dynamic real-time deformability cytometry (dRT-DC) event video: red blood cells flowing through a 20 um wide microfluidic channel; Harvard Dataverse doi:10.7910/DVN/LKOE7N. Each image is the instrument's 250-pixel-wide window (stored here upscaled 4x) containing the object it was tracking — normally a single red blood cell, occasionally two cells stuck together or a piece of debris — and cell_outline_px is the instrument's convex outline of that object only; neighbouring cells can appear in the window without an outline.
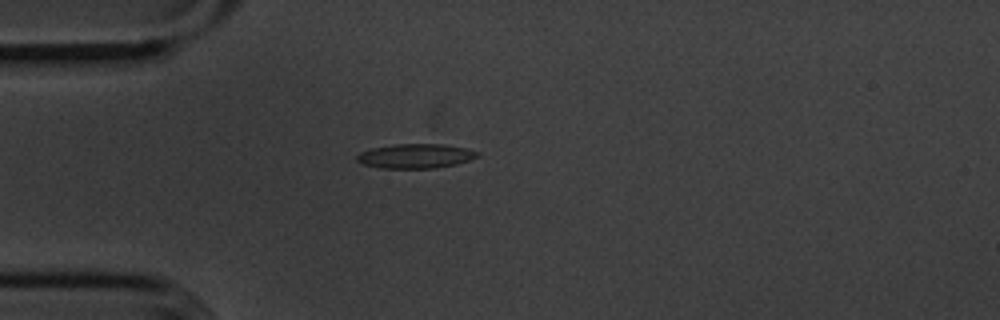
{"species": "common noctule bat (a hibernating species)", "species_latin": "Nyctalus noctula", "temperature_condition": "cold", "stored_images_in_passage": 41, "camera_frame_rate_fps": 3000, "um_per_image_px": 0.085, "animal": {"sex": "male", "body_mass_g": 20.1, "forearm_length_mm": 53.5}, "frame": {"image": 1, "passage_image": 1, "time_ms": 0.0, "image_size_px": [1000, 320], "cell_outline_px": [[480, 156], [456, 164], [436, 168], [380, 168], [364, 164], [356, 160], [356, 156], [360, 152], [372, 148], [392, 144], [444, 144], [468, 148], [480, 152]], "centroid_in_image_um": [35.35, 13.25], "position_along_channel_um": 49.7, "area_um2": 17.28}}
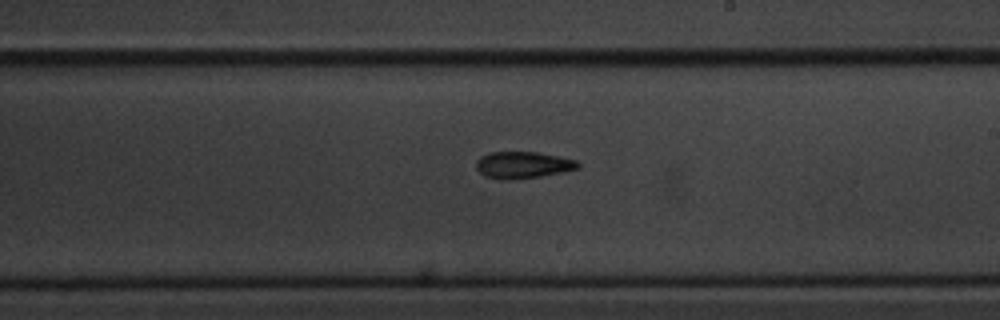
{"frame": {"image": 2, "passage_image": 18, "time_ms": 5.667, "image_size_px": [1000, 320], "cell_outline_px": [[580, 168], [540, 176], [504, 180], [484, 176], [476, 168], [476, 160], [480, 156], [488, 152], [536, 152], [560, 156], [576, 160], [580, 164]], "centroid_in_image_um": [44.42, 14.01], "position_along_channel_um": 244.6, "area_um2": 15.84}}
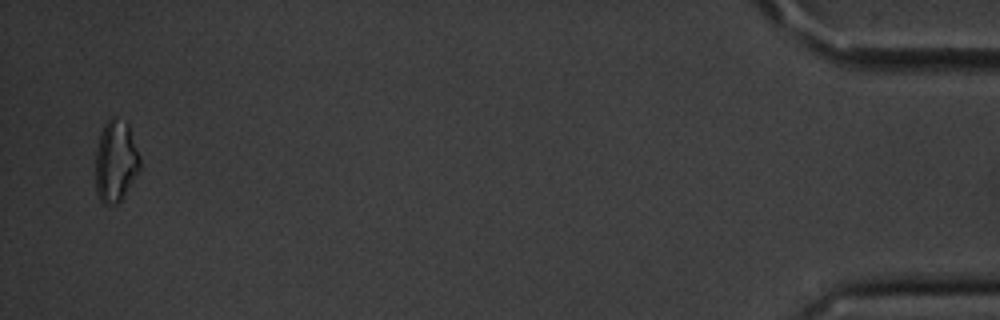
{"frame": {"image": 3, "passage_image": 40, "time_ms": 13.0, "image_size_px": [1000, 320], "cell_outline_px": [[140, 168], [124, 196], [116, 204], [104, 204], [100, 200], [96, 192], [96, 152], [100, 132], [104, 124], [112, 116], [116, 116], [128, 120], [140, 156]], "centroid_in_image_um": [9.85, 13.64], "position_along_channel_um": 425.4, "area_um2": 21.5}, "authors_computed_cell_mechanics": {"area_um2": 15.9528, "velocity_mm_per_s": 3.6185, "shape_relaxation_time_tau1_ms": 5.1716, "shape_relaxation_time_tau2_ms": 4.6279, "deformation_change_tau1": 0.1633, "deformation_change_tau2": 0.1458}}